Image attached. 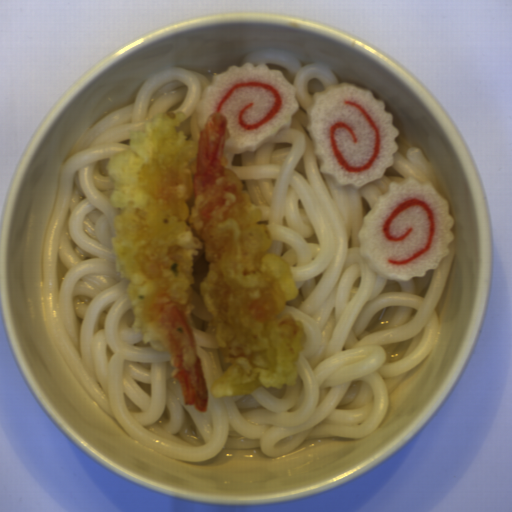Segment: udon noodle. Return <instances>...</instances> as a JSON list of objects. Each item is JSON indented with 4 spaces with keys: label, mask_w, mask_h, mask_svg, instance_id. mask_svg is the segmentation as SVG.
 Returning a JSON list of instances; mask_svg holds the SVG:
<instances>
[{
    "label": "udon noodle",
    "mask_w": 512,
    "mask_h": 512,
    "mask_svg": "<svg viewBox=\"0 0 512 512\" xmlns=\"http://www.w3.org/2000/svg\"><path fill=\"white\" fill-rule=\"evenodd\" d=\"M265 64L297 91L288 129L255 151L228 153L259 222L270 231L266 250L287 264L297 296L284 307L301 323L306 343L296 383L259 386L216 398L211 388L227 370L207 335L210 314L199 286L209 272L206 249L193 261L188 287L192 337L206 384L205 411L185 404L169 352L142 342L135 312L116 271L112 238L120 214L109 198L115 183L107 161L129 147L130 130L163 112H183L175 132L199 140L197 106L214 76L183 67L162 70L133 103L96 123L61 166L42 251L44 298L59 349L95 405L130 438L166 457L205 461L222 451L259 449L280 457L315 438L364 439L383 422L392 393L432 352L440 319L436 306L451 275L455 240L436 269L408 281L378 275L360 252L365 215L390 184L414 179L442 192L421 148L393 154V165L360 188L337 185L320 170L308 131L314 94L342 85L321 62H303L280 47L254 50L242 66Z\"/></svg>",
    "instance_id": "obj_1"
}]
</instances>
